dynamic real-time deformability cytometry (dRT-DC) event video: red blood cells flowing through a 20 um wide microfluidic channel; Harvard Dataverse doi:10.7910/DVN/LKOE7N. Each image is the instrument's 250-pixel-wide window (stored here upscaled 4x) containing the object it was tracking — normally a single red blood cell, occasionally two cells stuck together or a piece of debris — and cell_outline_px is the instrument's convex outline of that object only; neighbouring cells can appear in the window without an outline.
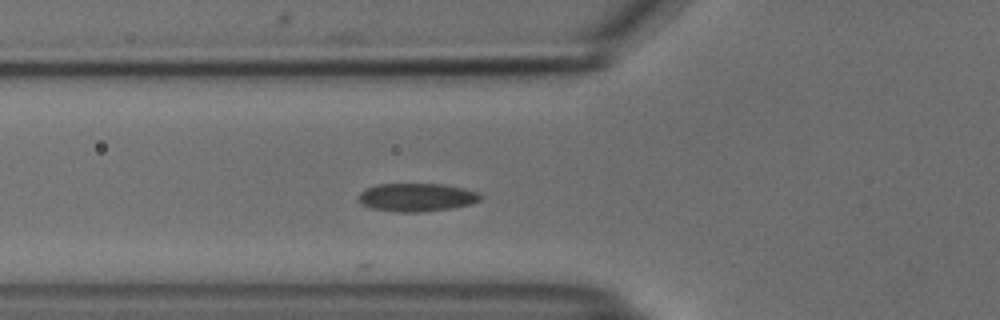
{"species": "common noctule bat (a hibernating species)", "species_latin": "Nyctalus noctula", "temperature_condition": "cold", "stored_images_in_passage": 6, "camera_frame_rate_fps": 3000, "um_per_image_px": 0.085, "animal": {"sex": "male", "body_mass_g": 18.8}, "frame": {"image": 1, "passage_image": 2, "time_ms": 0.333, "image_size_px": [1000, 320], "cell_outline_px": [[484, 196], [480, 200], [472, 204], [452, 208], [420, 212], [400, 212], [372, 208], [360, 204], [360, 192], [376, 184], [444, 184], [464, 188], [480, 192]], "centroid_in_image_um": [35.49, 16.77], "position_along_channel_um": 90.3, "area_um2": 20.11}}
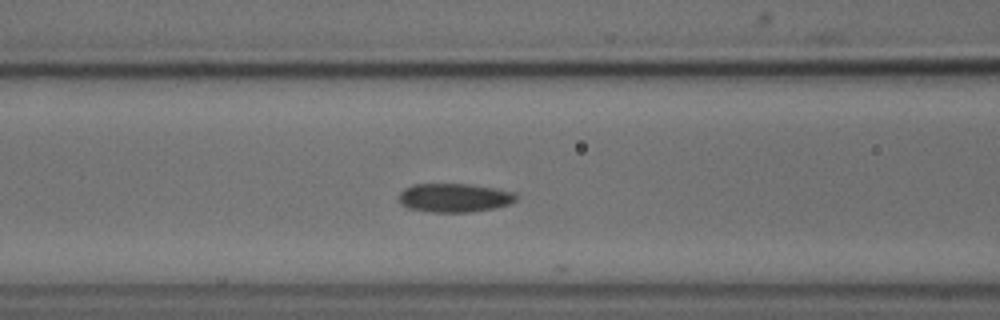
{"frame": {"image": 2, "passage_image": 5, "time_ms": 1.333, "image_size_px": [1000, 320], "cell_outline_px": [[516, 200], [508, 204], [496, 208], [468, 212], [428, 212], [408, 208], [400, 204], [400, 192], [404, 188], [412, 184], [468, 184], [516, 192]], "centroid_in_image_um": [38.6, 16.81], "position_along_channel_um": 128.0, "area_um2": 19.65}}